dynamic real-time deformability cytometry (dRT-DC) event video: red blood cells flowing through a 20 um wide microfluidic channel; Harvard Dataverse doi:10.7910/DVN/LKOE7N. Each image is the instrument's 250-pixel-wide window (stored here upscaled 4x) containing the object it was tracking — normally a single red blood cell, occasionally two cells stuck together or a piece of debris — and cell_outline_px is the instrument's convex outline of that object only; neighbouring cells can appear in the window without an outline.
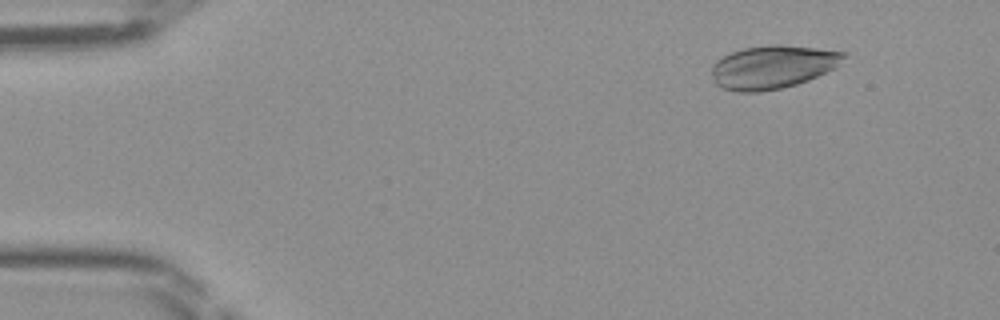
{"species": "Egyptian fruit bat (a non-hibernating species)", "species_latin": "Rousettus aegyptiacus", "temperature_condition": "room temperature", "stored_images_in_passage": 47, "camera_frame_rate_fps": 3000, "um_per_image_px": 0.085, "frame": {"image": 1, "passage_image": 5, "time_ms": 1.333, "image_size_px": [1000, 320], "cell_outline_px": [[848, 56], [836, 68], [808, 80], [796, 84], [780, 88], [760, 92], [736, 92], [724, 88], [716, 84], [712, 76], [712, 64], [716, 60], [732, 52], [744, 48], [768, 44], [780, 44], [816, 48], [848, 52]], "centroid_in_image_um": [65.71, 5.68], "position_along_channel_um": 19.3, "area_um2": 33.52}}
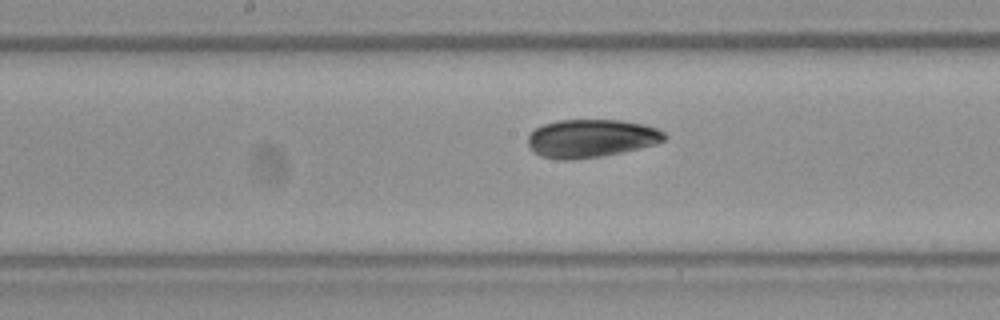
{"frame": {"image": 2, "passage_image": 24, "time_ms": 7.667, "image_size_px": [1000, 320], "cell_outline_px": [[668, 136], [664, 140], [656, 144], [640, 148], [604, 156], [572, 160], [560, 160], [540, 156], [532, 152], [528, 144], [528, 136], [536, 128], [544, 124], [556, 120], [620, 120], [644, 124], [656, 128], [664, 132]], "centroid_in_image_um": [50.24, 11.77], "position_along_channel_um": 198.0, "area_um2": 30.58}}
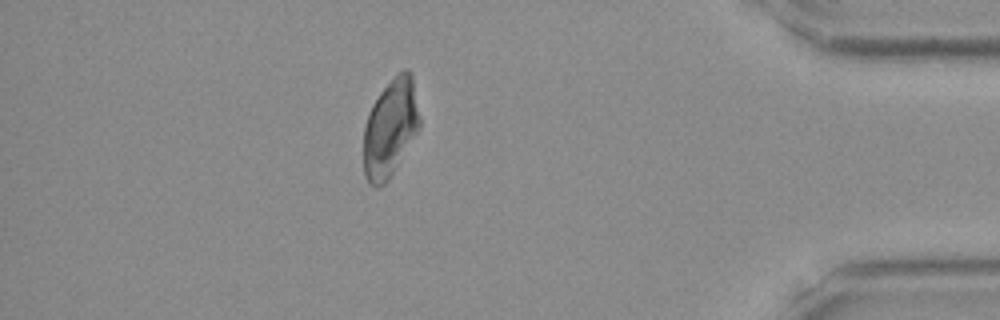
{"frame": {"image": 3, "passage_image": 41, "time_ms": 13.333, "image_size_px": [1000, 320], "cell_outline_px": [[420, 128], [388, 180], [380, 188], [376, 188], [368, 184], [364, 172], [364, 128], [368, 112], [372, 104], [380, 92], [396, 72], [404, 68], [408, 68], [412, 72], [420, 116]], "centroid_in_image_um": [33.18, 10.85], "position_along_channel_um": 402.0, "area_um2": 32.37}}